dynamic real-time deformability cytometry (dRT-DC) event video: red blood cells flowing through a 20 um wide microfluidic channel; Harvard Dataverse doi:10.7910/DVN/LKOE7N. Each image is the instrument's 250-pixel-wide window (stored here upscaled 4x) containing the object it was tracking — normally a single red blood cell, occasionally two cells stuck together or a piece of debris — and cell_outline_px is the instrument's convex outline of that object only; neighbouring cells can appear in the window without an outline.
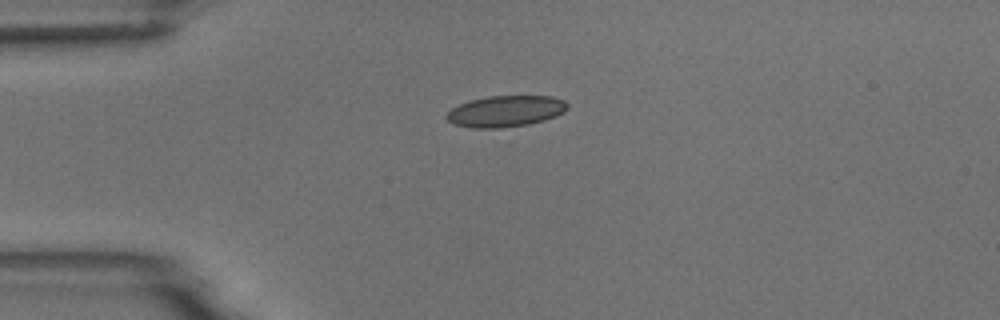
{"species": "common noctule bat (a hibernating species)", "species_latin": "Nyctalus noctula", "temperature_condition": "room temperature", "stored_images_in_passage": 2, "camera_frame_rate_fps": 3000, "um_per_image_px": 0.085, "animal": {"sex": "male", "body_mass_g": 18.8}, "frame": {"image": 1, "passage_image": 1, "time_ms": 0.0, "image_size_px": [1000, 320], "cell_outline_px": [[568, 108], [564, 112], [556, 116], [544, 120], [528, 124], [496, 128], [472, 128], [452, 124], [444, 116], [452, 108], [460, 104], [472, 100], [488, 96], [552, 96], [564, 100], [568, 104]], "centroid_in_image_um": [42.98, 9.45], "position_along_channel_um": 42.0, "area_um2": 21.96}}